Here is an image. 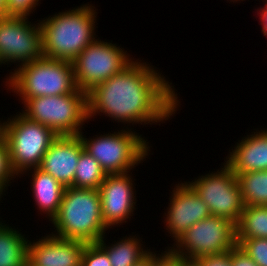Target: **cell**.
<instances>
[{"instance_id": "34", "label": "cell", "mask_w": 267, "mask_h": 266, "mask_svg": "<svg viewBox=\"0 0 267 266\" xmlns=\"http://www.w3.org/2000/svg\"><path fill=\"white\" fill-rule=\"evenodd\" d=\"M182 266H200L195 260H189L183 258Z\"/></svg>"}, {"instance_id": "16", "label": "cell", "mask_w": 267, "mask_h": 266, "mask_svg": "<svg viewBox=\"0 0 267 266\" xmlns=\"http://www.w3.org/2000/svg\"><path fill=\"white\" fill-rule=\"evenodd\" d=\"M224 158L233 173L267 170V128L242 137Z\"/></svg>"}, {"instance_id": "14", "label": "cell", "mask_w": 267, "mask_h": 266, "mask_svg": "<svg viewBox=\"0 0 267 266\" xmlns=\"http://www.w3.org/2000/svg\"><path fill=\"white\" fill-rule=\"evenodd\" d=\"M29 241L27 266H82L86 243L51 233Z\"/></svg>"}, {"instance_id": "25", "label": "cell", "mask_w": 267, "mask_h": 266, "mask_svg": "<svg viewBox=\"0 0 267 266\" xmlns=\"http://www.w3.org/2000/svg\"><path fill=\"white\" fill-rule=\"evenodd\" d=\"M82 266H111L108 254L97 243H86Z\"/></svg>"}, {"instance_id": "6", "label": "cell", "mask_w": 267, "mask_h": 266, "mask_svg": "<svg viewBox=\"0 0 267 266\" xmlns=\"http://www.w3.org/2000/svg\"><path fill=\"white\" fill-rule=\"evenodd\" d=\"M22 114L58 136H76L88 121L87 93L76 89L57 96H38L23 104Z\"/></svg>"}, {"instance_id": "29", "label": "cell", "mask_w": 267, "mask_h": 266, "mask_svg": "<svg viewBox=\"0 0 267 266\" xmlns=\"http://www.w3.org/2000/svg\"><path fill=\"white\" fill-rule=\"evenodd\" d=\"M230 260L232 266H258L238 244L230 250Z\"/></svg>"}, {"instance_id": "30", "label": "cell", "mask_w": 267, "mask_h": 266, "mask_svg": "<svg viewBox=\"0 0 267 266\" xmlns=\"http://www.w3.org/2000/svg\"><path fill=\"white\" fill-rule=\"evenodd\" d=\"M264 6L257 8V15L259 16V25H262L261 32L263 36H267V0L263 1ZM259 11V12H258Z\"/></svg>"}, {"instance_id": "33", "label": "cell", "mask_w": 267, "mask_h": 266, "mask_svg": "<svg viewBox=\"0 0 267 266\" xmlns=\"http://www.w3.org/2000/svg\"><path fill=\"white\" fill-rule=\"evenodd\" d=\"M3 119L0 120V143L4 140L5 138V122L2 121ZM2 121V122H1Z\"/></svg>"}, {"instance_id": "9", "label": "cell", "mask_w": 267, "mask_h": 266, "mask_svg": "<svg viewBox=\"0 0 267 266\" xmlns=\"http://www.w3.org/2000/svg\"><path fill=\"white\" fill-rule=\"evenodd\" d=\"M236 244V224L225 217L211 215L192 225L174 241L173 247L168 244L165 249L181 258L195 260L230 251Z\"/></svg>"}, {"instance_id": "20", "label": "cell", "mask_w": 267, "mask_h": 266, "mask_svg": "<svg viewBox=\"0 0 267 266\" xmlns=\"http://www.w3.org/2000/svg\"><path fill=\"white\" fill-rule=\"evenodd\" d=\"M234 174L245 206L267 205V170Z\"/></svg>"}, {"instance_id": "31", "label": "cell", "mask_w": 267, "mask_h": 266, "mask_svg": "<svg viewBox=\"0 0 267 266\" xmlns=\"http://www.w3.org/2000/svg\"><path fill=\"white\" fill-rule=\"evenodd\" d=\"M134 266H152V251L138 264Z\"/></svg>"}, {"instance_id": "35", "label": "cell", "mask_w": 267, "mask_h": 266, "mask_svg": "<svg viewBox=\"0 0 267 266\" xmlns=\"http://www.w3.org/2000/svg\"><path fill=\"white\" fill-rule=\"evenodd\" d=\"M5 193V190L0 186V202H1V198L4 196L3 194ZM0 219H2L1 217H0ZM1 222V221H0Z\"/></svg>"}, {"instance_id": "22", "label": "cell", "mask_w": 267, "mask_h": 266, "mask_svg": "<svg viewBox=\"0 0 267 266\" xmlns=\"http://www.w3.org/2000/svg\"><path fill=\"white\" fill-rule=\"evenodd\" d=\"M106 177L97 160L85 149L81 151L71 187L98 189Z\"/></svg>"}, {"instance_id": "5", "label": "cell", "mask_w": 267, "mask_h": 266, "mask_svg": "<svg viewBox=\"0 0 267 266\" xmlns=\"http://www.w3.org/2000/svg\"><path fill=\"white\" fill-rule=\"evenodd\" d=\"M122 128L93 138L84 136L83 131L78 134L84 149L97 160L106 175L131 172L151 154L145 137L132 130L134 128Z\"/></svg>"}, {"instance_id": "27", "label": "cell", "mask_w": 267, "mask_h": 266, "mask_svg": "<svg viewBox=\"0 0 267 266\" xmlns=\"http://www.w3.org/2000/svg\"><path fill=\"white\" fill-rule=\"evenodd\" d=\"M156 252V253H155ZM183 258L173 254L168 248L160 253L152 252V266H182Z\"/></svg>"}, {"instance_id": "13", "label": "cell", "mask_w": 267, "mask_h": 266, "mask_svg": "<svg viewBox=\"0 0 267 266\" xmlns=\"http://www.w3.org/2000/svg\"><path fill=\"white\" fill-rule=\"evenodd\" d=\"M180 182L171 188L170 203L163 215L166 232L173 241L195 223L211 216L208 205L187 181Z\"/></svg>"}, {"instance_id": "28", "label": "cell", "mask_w": 267, "mask_h": 266, "mask_svg": "<svg viewBox=\"0 0 267 266\" xmlns=\"http://www.w3.org/2000/svg\"><path fill=\"white\" fill-rule=\"evenodd\" d=\"M195 261L200 266H232L230 251H225L220 254L204 255L195 259Z\"/></svg>"}, {"instance_id": "4", "label": "cell", "mask_w": 267, "mask_h": 266, "mask_svg": "<svg viewBox=\"0 0 267 266\" xmlns=\"http://www.w3.org/2000/svg\"><path fill=\"white\" fill-rule=\"evenodd\" d=\"M11 70L4 85L18 94L22 104L30 98L64 95L77 89L73 64L66 60L42 56Z\"/></svg>"}, {"instance_id": "1", "label": "cell", "mask_w": 267, "mask_h": 266, "mask_svg": "<svg viewBox=\"0 0 267 266\" xmlns=\"http://www.w3.org/2000/svg\"><path fill=\"white\" fill-rule=\"evenodd\" d=\"M153 67L144 60H134L121 73L91 89L87 93L88 121L97 114L105 115L129 128L130 124L160 125L175 116L181 105L178 93Z\"/></svg>"}, {"instance_id": "15", "label": "cell", "mask_w": 267, "mask_h": 266, "mask_svg": "<svg viewBox=\"0 0 267 266\" xmlns=\"http://www.w3.org/2000/svg\"><path fill=\"white\" fill-rule=\"evenodd\" d=\"M83 149L84 145L79 135L58 136L43 156L39 168L54 177L64 187H71Z\"/></svg>"}, {"instance_id": "2", "label": "cell", "mask_w": 267, "mask_h": 266, "mask_svg": "<svg viewBox=\"0 0 267 266\" xmlns=\"http://www.w3.org/2000/svg\"><path fill=\"white\" fill-rule=\"evenodd\" d=\"M82 4L39 20L44 57L72 62L97 37V9Z\"/></svg>"}, {"instance_id": "10", "label": "cell", "mask_w": 267, "mask_h": 266, "mask_svg": "<svg viewBox=\"0 0 267 266\" xmlns=\"http://www.w3.org/2000/svg\"><path fill=\"white\" fill-rule=\"evenodd\" d=\"M222 164L217 171L204 173L187 183L208 205L211 215L225 217L237 224L245 203L236 175L225 162Z\"/></svg>"}, {"instance_id": "32", "label": "cell", "mask_w": 267, "mask_h": 266, "mask_svg": "<svg viewBox=\"0 0 267 266\" xmlns=\"http://www.w3.org/2000/svg\"><path fill=\"white\" fill-rule=\"evenodd\" d=\"M6 3L7 0H0V17L6 16Z\"/></svg>"}, {"instance_id": "21", "label": "cell", "mask_w": 267, "mask_h": 266, "mask_svg": "<svg viewBox=\"0 0 267 266\" xmlns=\"http://www.w3.org/2000/svg\"><path fill=\"white\" fill-rule=\"evenodd\" d=\"M267 239V205L245 206L236 224V239Z\"/></svg>"}, {"instance_id": "8", "label": "cell", "mask_w": 267, "mask_h": 266, "mask_svg": "<svg viewBox=\"0 0 267 266\" xmlns=\"http://www.w3.org/2000/svg\"><path fill=\"white\" fill-rule=\"evenodd\" d=\"M134 60L120 45L98 37L72 61L75 84L88 93L96 85L121 73Z\"/></svg>"}, {"instance_id": "24", "label": "cell", "mask_w": 267, "mask_h": 266, "mask_svg": "<svg viewBox=\"0 0 267 266\" xmlns=\"http://www.w3.org/2000/svg\"><path fill=\"white\" fill-rule=\"evenodd\" d=\"M18 177L19 176L12 168L9 147L4 139L0 143V186L6 191L12 181H14L15 178L18 179Z\"/></svg>"}, {"instance_id": "26", "label": "cell", "mask_w": 267, "mask_h": 266, "mask_svg": "<svg viewBox=\"0 0 267 266\" xmlns=\"http://www.w3.org/2000/svg\"><path fill=\"white\" fill-rule=\"evenodd\" d=\"M41 0H7L6 16L28 17L37 9ZM33 11V12H32Z\"/></svg>"}, {"instance_id": "17", "label": "cell", "mask_w": 267, "mask_h": 266, "mask_svg": "<svg viewBox=\"0 0 267 266\" xmlns=\"http://www.w3.org/2000/svg\"><path fill=\"white\" fill-rule=\"evenodd\" d=\"M26 174L32 177L30 183L34 204L41 215H46L44 217L51 222L58 213L65 187L39 167L24 171L19 178Z\"/></svg>"}, {"instance_id": "3", "label": "cell", "mask_w": 267, "mask_h": 266, "mask_svg": "<svg viewBox=\"0 0 267 266\" xmlns=\"http://www.w3.org/2000/svg\"><path fill=\"white\" fill-rule=\"evenodd\" d=\"M50 223L55 229L51 234L64 239L90 244L107 236L98 189L65 187L58 213Z\"/></svg>"}, {"instance_id": "11", "label": "cell", "mask_w": 267, "mask_h": 266, "mask_svg": "<svg viewBox=\"0 0 267 266\" xmlns=\"http://www.w3.org/2000/svg\"><path fill=\"white\" fill-rule=\"evenodd\" d=\"M28 17H0V60L6 65L23 64L43 56L41 27Z\"/></svg>"}, {"instance_id": "18", "label": "cell", "mask_w": 267, "mask_h": 266, "mask_svg": "<svg viewBox=\"0 0 267 266\" xmlns=\"http://www.w3.org/2000/svg\"><path fill=\"white\" fill-rule=\"evenodd\" d=\"M135 236L126 235L119 241L109 242L108 245L104 236L97 244L108 254L111 266H134L152 251L151 248L148 249L149 247L146 248V245L141 243L142 237Z\"/></svg>"}, {"instance_id": "12", "label": "cell", "mask_w": 267, "mask_h": 266, "mask_svg": "<svg viewBox=\"0 0 267 266\" xmlns=\"http://www.w3.org/2000/svg\"><path fill=\"white\" fill-rule=\"evenodd\" d=\"M130 173L107 174L98 188L102 217L108 230L120 227L135 215L133 213L137 209L135 179Z\"/></svg>"}, {"instance_id": "7", "label": "cell", "mask_w": 267, "mask_h": 266, "mask_svg": "<svg viewBox=\"0 0 267 266\" xmlns=\"http://www.w3.org/2000/svg\"><path fill=\"white\" fill-rule=\"evenodd\" d=\"M17 113L5 120L4 139L9 147L12 168L20 176L28 169L40 167L43 156L58 135L20 111Z\"/></svg>"}, {"instance_id": "19", "label": "cell", "mask_w": 267, "mask_h": 266, "mask_svg": "<svg viewBox=\"0 0 267 266\" xmlns=\"http://www.w3.org/2000/svg\"><path fill=\"white\" fill-rule=\"evenodd\" d=\"M4 222H0V266H27L30 240L20 229Z\"/></svg>"}, {"instance_id": "23", "label": "cell", "mask_w": 267, "mask_h": 266, "mask_svg": "<svg viewBox=\"0 0 267 266\" xmlns=\"http://www.w3.org/2000/svg\"><path fill=\"white\" fill-rule=\"evenodd\" d=\"M237 244L258 266H267V239H236Z\"/></svg>"}, {"instance_id": "36", "label": "cell", "mask_w": 267, "mask_h": 266, "mask_svg": "<svg viewBox=\"0 0 267 266\" xmlns=\"http://www.w3.org/2000/svg\"><path fill=\"white\" fill-rule=\"evenodd\" d=\"M228 1V0H227ZM230 1V3L231 2H233V3H237V2H239L240 0H229ZM241 1H245V0H241Z\"/></svg>"}]
</instances>
